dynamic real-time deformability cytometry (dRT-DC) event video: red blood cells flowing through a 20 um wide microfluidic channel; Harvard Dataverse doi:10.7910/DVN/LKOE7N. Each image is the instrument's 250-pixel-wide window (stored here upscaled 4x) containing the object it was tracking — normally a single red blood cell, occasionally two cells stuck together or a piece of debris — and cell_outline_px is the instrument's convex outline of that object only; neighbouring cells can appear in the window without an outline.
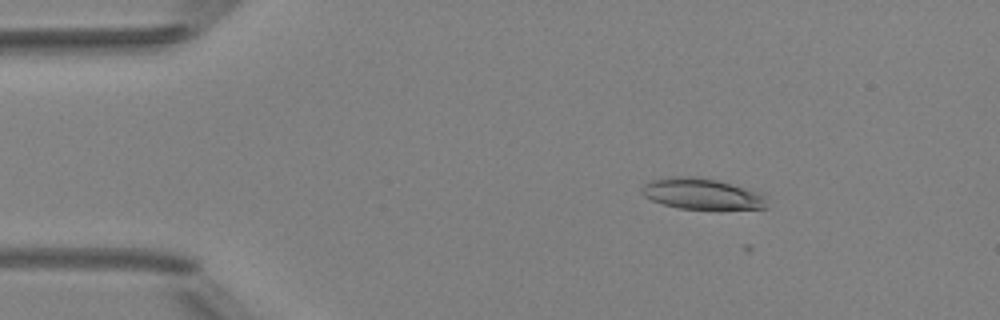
{"species": "Egyptian fruit bat (a non-hibernating species)", "species_latin": "Rousettus aegyptiacus", "temperature_condition": "room temperature", "stored_images_in_passage": 5, "camera_frame_rate_fps": 3000, "um_per_image_px": 0.085, "animal": {"sex": "female"}, "frame": {"image": 1, "passage_image": 3, "time_ms": 2.0, "image_size_px": [1000, 320], "cell_outline_px": [[768, 208], [680, 208], [664, 204], [652, 200], [644, 196], [640, 192], [644, 184], [652, 180], [676, 176], [696, 176], [716, 180], [760, 192], [768, 196]], "centroid_in_image_um": [59.69, 16.46], "position_along_channel_um": 25.3, "area_um2": 22.31}}